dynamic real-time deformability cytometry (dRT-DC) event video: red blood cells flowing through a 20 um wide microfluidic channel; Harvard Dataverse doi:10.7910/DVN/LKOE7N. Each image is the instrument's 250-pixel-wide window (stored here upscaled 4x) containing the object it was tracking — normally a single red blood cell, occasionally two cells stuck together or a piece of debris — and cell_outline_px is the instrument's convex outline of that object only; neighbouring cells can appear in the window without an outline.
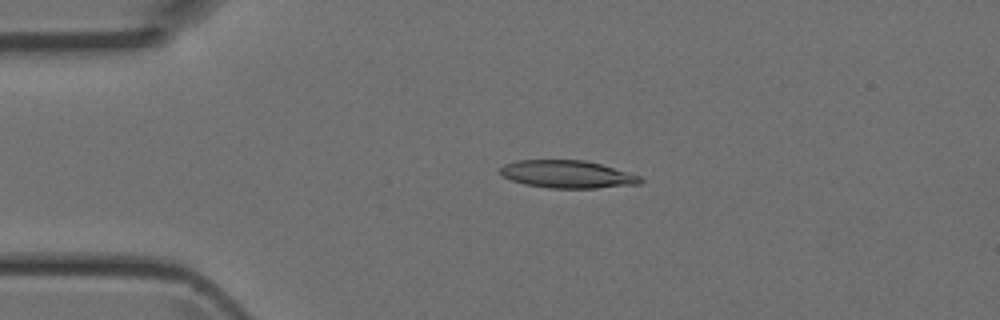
{"species": "Egyptian fruit bat (a non-hibernating species)", "species_latin": "Rousettus aegyptiacus", "temperature_condition": "room temperature", "stored_images_in_passage": 4, "camera_frame_rate_fps": 3000, "um_per_image_px": 0.085, "animal": {"sex": "female"}, "frame": {"image": 1, "passage_image": 3, "time_ms": 0.667, "image_size_px": [1000, 320], "cell_outline_px": [[644, 180], [640, 184], [596, 188], [548, 188], [524, 184], [512, 180], [504, 176], [500, 172], [500, 168], [504, 164], [516, 160], [584, 160], [600, 164], [640, 176]], "centroid_in_image_um": [48.22, 14.81], "position_along_channel_um": 36.8, "area_um2": 22.48}}